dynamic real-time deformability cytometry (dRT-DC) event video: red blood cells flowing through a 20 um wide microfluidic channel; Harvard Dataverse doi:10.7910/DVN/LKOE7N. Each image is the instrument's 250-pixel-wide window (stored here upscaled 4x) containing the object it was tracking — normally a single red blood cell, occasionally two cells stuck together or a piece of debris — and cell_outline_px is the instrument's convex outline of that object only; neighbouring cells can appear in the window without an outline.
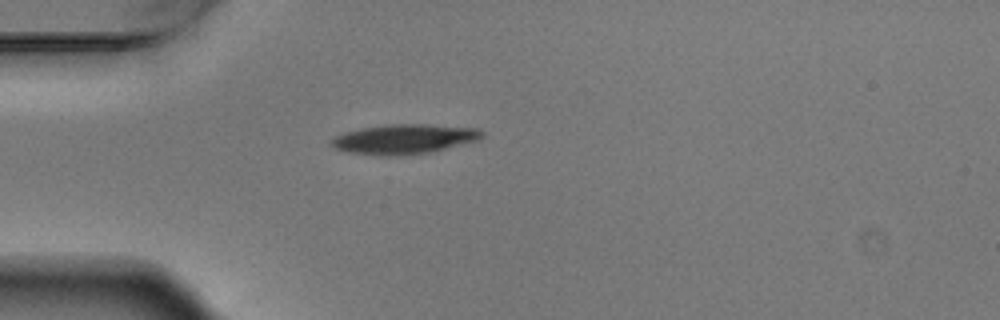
{"species": "Egyptian fruit bat (a non-hibernating species)", "species_latin": "Rousettus aegyptiacus", "temperature_condition": "warm", "stored_images_in_passage": 4, "camera_frame_rate_fps": 3000, "um_per_image_px": 0.085, "animal": {"sex": "male"}, "frame": {"image": 1, "passage_image": 3, "time_ms": 0.667, "image_size_px": [1000, 320], "cell_outline_px": [[484, 136], [476, 140], [428, 152], [388, 156], [380, 156], [348, 152], [332, 148], [328, 144], [336, 136], [360, 128], [388, 124], [424, 124], [480, 128], [484, 132]], "centroid_in_image_um": [34.32, 11.81], "position_along_channel_um": 50.7, "area_um2": 25.84}}